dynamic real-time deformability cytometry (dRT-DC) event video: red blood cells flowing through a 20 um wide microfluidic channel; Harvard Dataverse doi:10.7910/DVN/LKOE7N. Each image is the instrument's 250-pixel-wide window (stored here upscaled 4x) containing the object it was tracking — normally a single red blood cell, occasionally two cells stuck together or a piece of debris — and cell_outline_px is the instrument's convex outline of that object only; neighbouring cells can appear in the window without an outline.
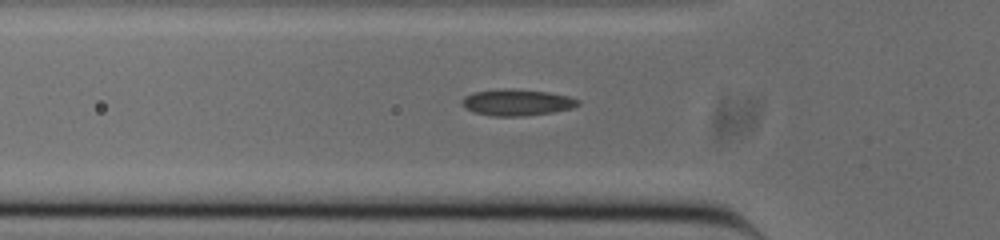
{"species": "common noctule bat (a hibernating species)", "species_latin": "Nyctalus noctula", "temperature_condition": "cold", "stored_images_in_passage": 42, "camera_frame_rate_fps": 3000, "um_per_image_px": 0.085, "animal": {"sex": "male", "body_mass_g": 20.0, "forearm_length_mm": 53.3}, "frame": {"image": 1, "passage_image": 13, "time_ms": 4.0, "image_size_px": [1000, 240], "cell_outline_px": [[580, 104], [572, 108], [552, 112], [524, 116], [492, 116], [472, 112], [464, 108], [464, 96], [472, 92], [504, 88], [548, 92], [568, 96], [580, 100]], "centroid_in_image_um": [43.93, 8.71], "position_along_channel_um": 81.9, "area_um2": 17.8}}
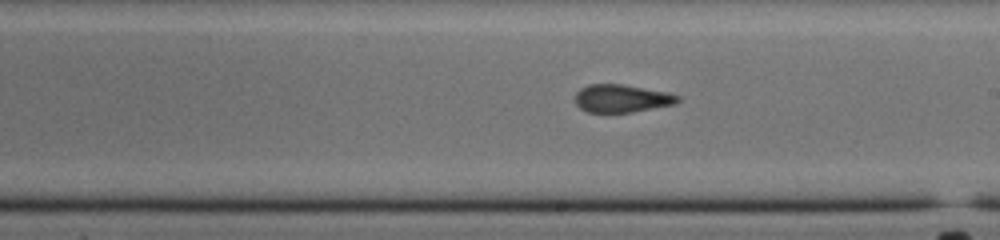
{"frame": {"image": 2, "passage_image": 25, "time_ms": 8.0, "image_size_px": [1000, 240], "cell_outline_px": [[680, 100], [676, 104], [632, 112], [588, 112], [580, 108], [576, 104], [576, 92], [580, 88], [588, 84], [620, 84], [668, 92], [680, 96]], "centroid_in_image_um": [52.86, 8.36], "position_along_channel_um": 236.1, "area_um2": 16.65}}
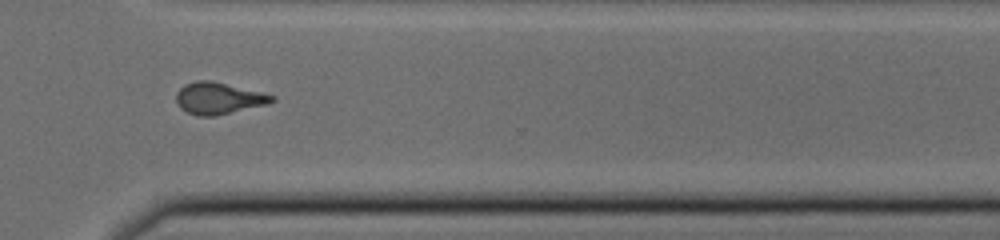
{"frame": {"image": 3, "passage_image": 34, "time_ms": 11.0, "image_size_px": [1000, 240], "cell_outline_px": [[276, 100], [268, 104], [216, 116], [196, 116], [180, 108], [176, 100], [176, 92], [184, 84], [196, 80], [212, 80], [276, 96]], "centroid_in_image_um": [18.56, 8.35], "position_along_channel_um": 352.0, "area_um2": 17.8}, "authors_computed_cell_mechanics": {"area_um2": 17.4845, "velocity_mm_per_s": 3.8505, "shape_relaxation_time_tau1_ms": null, "shape_relaxation_time_tau2_ms": 1.8916, "deformation_change_tau1": null, "deformation_change_tau2": 0.0869}}